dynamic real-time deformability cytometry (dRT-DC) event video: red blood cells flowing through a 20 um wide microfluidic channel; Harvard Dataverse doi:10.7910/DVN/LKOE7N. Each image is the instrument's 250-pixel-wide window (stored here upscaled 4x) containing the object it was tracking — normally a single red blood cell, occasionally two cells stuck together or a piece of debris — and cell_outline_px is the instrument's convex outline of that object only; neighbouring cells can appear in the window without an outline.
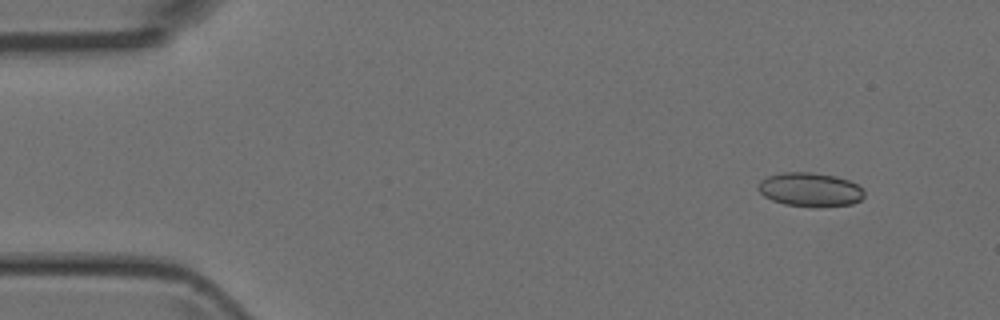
{"species": "Egyptian fruit bat (a non-hibernating species)", "species_latin": "Rousettus aegyptiacus", "temperature_condition": "room temperature", "stored_images_in_passage": 4, "camera_frame_rate_fps": 3000, "um_per_image_px": 0.085, "animal": {"sex": "female"}, "frame": {"image": 1, "passage_image": 1, "time_ms": 0.0, "image_size_px": [1000, 320], "cell_outline_px": [[864, 196], [860, 200], [852, 204], [816, 208], [784, 204], [772, 200], [764, 196], [756, 188], [760, 180], [768, 176], [784, 172], [812, 172], [836, 176], [848, 180], [856, 184], [864, 192]], "centroid_in_image_um": [68.84, 16.12], "position_along_channel_um": 16.2, "area_um2": 21.15}}
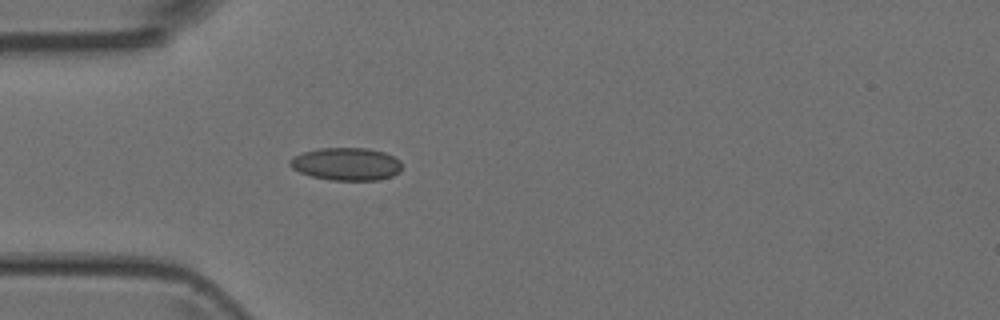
{"frame": {"image": 2, "passage_image": 4, "time_ms": 3.333, "image_size_px": [1000, 320], "cell_outline_px": [[400, 172], [392, 176], [376, 180], [332, 180], [312, 176], [300, 172], [292, 168], [288, 164], [288, 160], [292, 156], [304, 152], [320, 148], [368, 148], [384, 152], [400, 160]], "centroid_in_image_um": [29.41, 13.93], "position_along_channel_um": 55.6, "area_um2": 21.33}}